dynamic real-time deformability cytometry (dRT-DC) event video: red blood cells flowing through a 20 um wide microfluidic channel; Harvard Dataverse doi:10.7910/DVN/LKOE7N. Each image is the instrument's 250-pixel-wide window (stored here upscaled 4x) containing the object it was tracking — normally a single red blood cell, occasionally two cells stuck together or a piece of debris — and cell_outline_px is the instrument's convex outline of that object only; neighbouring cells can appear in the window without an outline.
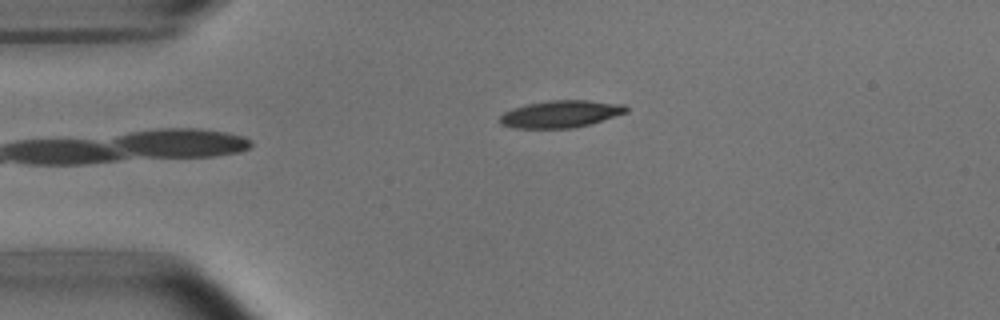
{"species": "common noctule bat (a hibernating species)", "species_latin": "Nyctalus noctula", "temperature_condition": "room temperature", "stored_images_in_passage": 2, "camera_frame_rate_fps": 3000, "um_per_image_px": 0.085, "animal": {"sex": "male", "body_mass_g": 15.6}, "frame": {"image": 1, "passage_image": 2, "time_ms": 1.333, "image_size_px": [1000, 320], "cell_outline_px": [[628, 112], [588, 124], [572, 128], [516, 128], [500, 124], [500, 116], [504, 112], [528, 104], [552, 100], [588, 100], [624, 104], [628, 108]], "centroid_in_image_um": [47.68, 9.69], "position_along_channel_um": 37.3, "area_um2": 19.71}}